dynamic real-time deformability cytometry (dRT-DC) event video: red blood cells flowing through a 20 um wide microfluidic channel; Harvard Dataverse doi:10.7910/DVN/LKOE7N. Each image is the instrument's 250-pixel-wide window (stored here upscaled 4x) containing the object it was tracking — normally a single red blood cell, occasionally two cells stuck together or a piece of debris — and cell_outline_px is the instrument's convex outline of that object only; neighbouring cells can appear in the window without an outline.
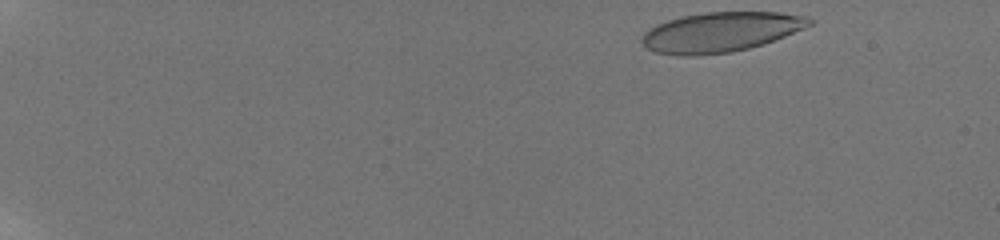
{"species": "human", "species_latin": "Homo sapiens", "temperature_condition": "room temperature", "stored_images_in_passage": 31, "camera_frame_rate_fps": 3000, "um_per_image_px": 0.085, "donor": {"sex": "male"}, "frame": {"image": 1, "passage_image": 1, "time_ms": 0.0, "image_size_px": [1000, 240], "cell_outline_px": [[812, 24], [804, 28], [764, 44], [732, 52], [696, 56], [676, 56], [656, 52], [648, 48], [640, 40], [640, 36], [648, 28], [656, 24], [680, 16], [704, 12], [780, 12], [808, 16], [812, 20]], "centroid_in_image_um": [61.22, 2.72], "position_along_channel_um": 23.8, "area_um2": 39.19}}
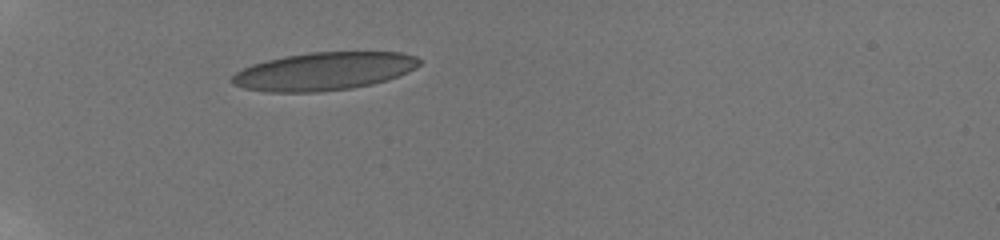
{"frame": {"image": 2, "passage_image": 24, "time_ms": 4.333, "image_size_px": [1000, 240], "cell_outline_px": [[420, 64], [416, 68], [408, 72], [388, 80], [372, 84], [352, 88], [320, 92], [268, 92], [244, 88], [232, 84], [232, 76], [236, 72], [252, 64], [284, 56], [312, 52], [400, 52], [416, 56], [420, 60]], "centroid_in_image_um": [27.55, 6.06], "position_along_channel_um": 57.4, "area_um2": 41.5}}
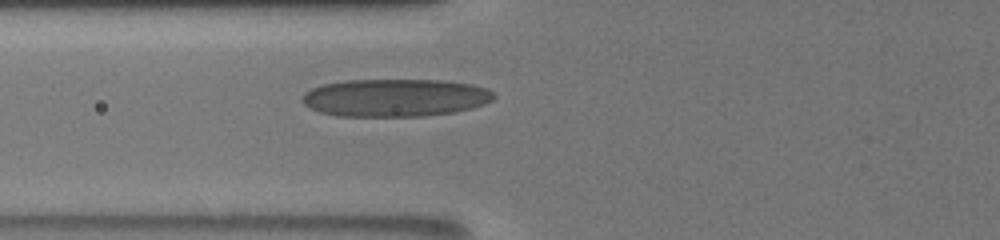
{"frame": {"image": 3, "passage_image": 30, "time_ms": 6.0, "image_size_px": [1000, 240], "cell_outline_px": [[496, 96], [492, 100], [484, 104], [472, 108], [456, 112], [424, 116], [336, 116], [320, 112], [308, 108], [300, 100], [304, 92], [312, 88], [324, 84], [344, 80], [444, 80], [472, 84], [484, 88], [492, 92]], "centroid_in_image_um": [33.56, 8.31], "position_along_channel_um": 92.2, "area_um2": 42.43}}